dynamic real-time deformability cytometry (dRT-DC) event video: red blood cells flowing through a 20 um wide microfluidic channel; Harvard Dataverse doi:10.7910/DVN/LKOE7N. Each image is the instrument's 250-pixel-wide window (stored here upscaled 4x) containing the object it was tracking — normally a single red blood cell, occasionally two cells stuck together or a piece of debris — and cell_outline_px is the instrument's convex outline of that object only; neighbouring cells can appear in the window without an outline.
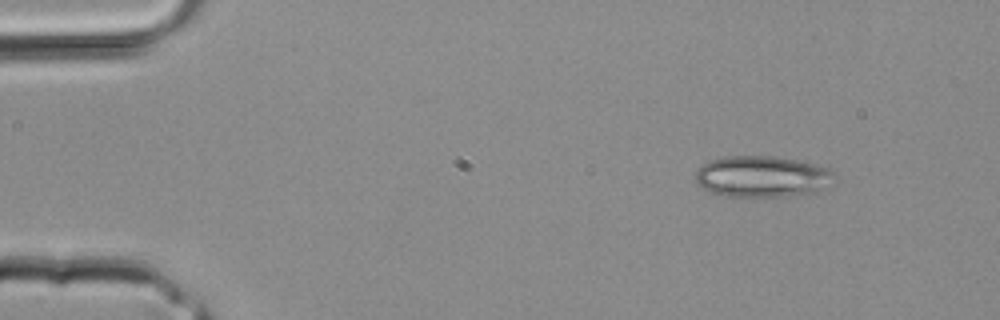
{"species": "common noctule bat (a hibernating species)", "species_latin": "Nyctalus noctula", "temperature_condition": "room temperature", "stored_images_in_passage": 2, "camera_frame_rate_fps": 3000, "um_per_image_px": 0.085, "animal": {"sex": "male", "body_mass_g": 20.4}, "frame": {"image": 1, "passage_image": 1, "time_ms": 0.0, "image_size_px": [1000, 320], "cell_outline_px": [[840, 180], [812, 192], [784, 196], [724, 196], [712, 192], [704, 188], [696, 180], [696, 168], [712, 160], [728, 156], [772, 156], [796, 160], [828, 168], [836, 172]], "centroid_in_image_um": [64.84, 15.0], "position_along_channel_um": 20.2, "area_um2": 33.23}}